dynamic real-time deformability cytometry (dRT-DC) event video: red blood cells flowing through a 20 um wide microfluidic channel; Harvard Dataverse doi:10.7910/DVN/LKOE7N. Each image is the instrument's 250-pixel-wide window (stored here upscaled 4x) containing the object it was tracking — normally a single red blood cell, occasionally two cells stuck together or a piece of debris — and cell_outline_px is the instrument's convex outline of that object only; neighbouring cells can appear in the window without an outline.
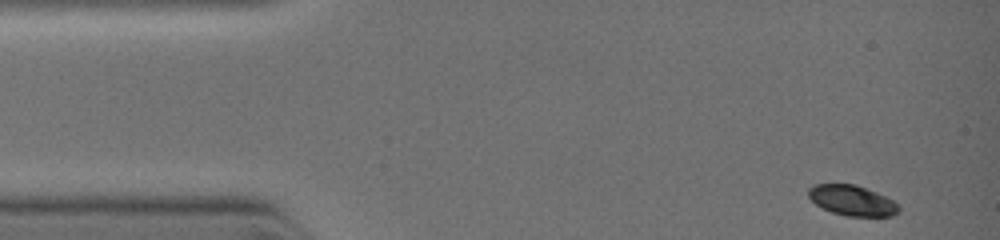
{"species": "common noctule bat (a hibernating species)", "species_latin": "Nyctalus noctula", "temperature_condition": "warm", "stored_images_in_passage": 5, "camera_frame_rate_fps": 3000, "um_per_image_px": 0.085, "animal": {"sex": "female", "body_mass_g": 19.0, "forearm_length_mm": 51.5}, "frame": {"image": 1, "passage_image": 1, "time_ms": 0.0, "image_size_px": [1000, 240], "cell_outline_px": [[900, 212], [892, 216], [848, 216], [832, 212], [816, 204], [808, 196], [808, 188], [816, 184], [856, 184], [876, 192], [892, 200], [900, 208]], "centroid_in_image_um": [72.44, 17.04], "position_along_channel_um": 12.6, "area_um2": 15.84}}